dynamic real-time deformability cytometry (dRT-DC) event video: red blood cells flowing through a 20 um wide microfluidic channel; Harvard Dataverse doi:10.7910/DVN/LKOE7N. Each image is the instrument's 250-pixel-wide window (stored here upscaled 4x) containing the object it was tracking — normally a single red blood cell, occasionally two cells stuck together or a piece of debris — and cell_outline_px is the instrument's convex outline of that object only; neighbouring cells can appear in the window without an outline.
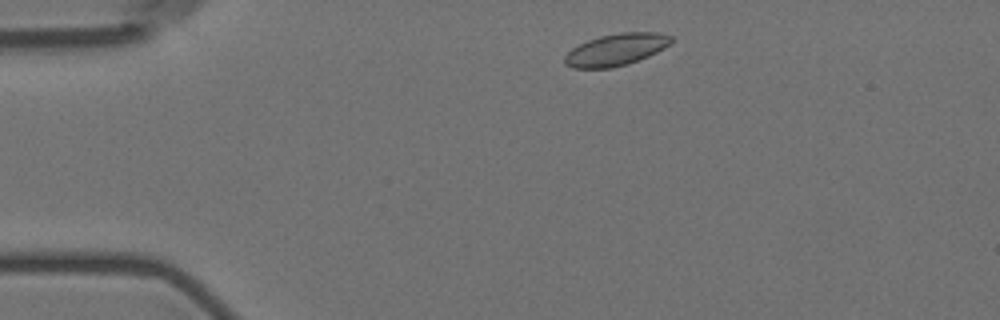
{"species": "Egyptian fruit bat (a non-hibernating species)", "species_latin": "Rousettus aegyptiacus", "temperature_condition": "room temperature", "stored_images_in_passage": 4, "camera_frame_rate_fps": 3000, "um_per_image_px": 0.085, "animal": {"sex": "female"}, "frame": {"image": 1, "passage_image": 1, "time_ms": 0.0, "image_size_px": [1000, 320], "cell_outline_px": [[676, 40], [672, 44], [648, 56], [628, 64], [608, 68], [572, 68], [564, 64], [564, 56], [572, 48], [588, 40], [600, 36], [620, 32], [660, 32], [672, 36]], "centroid_in_image_um": [52.4, 4.21], "position_along_channel_um": 32.6, "area_um2": 20.0}}
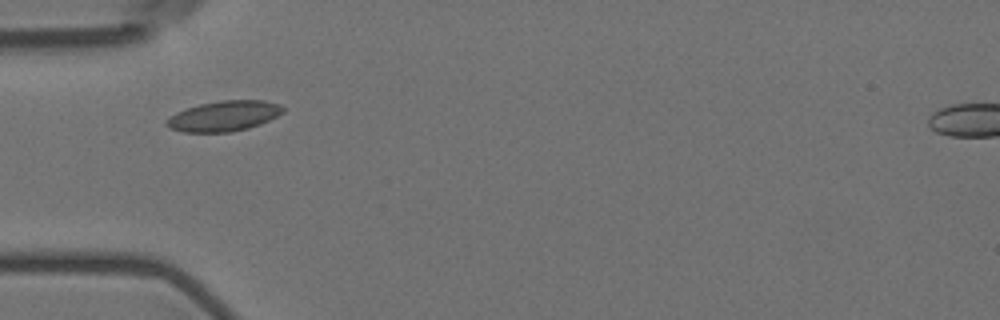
{"frame": {"image": 2, "passage_image": 3, "time_ms": 2.333, "image_size_px": [1000, 320], "cell_outline_px": [[284, 112], [260, 124], [248, 128], [232, 132], [184, 132], [168, 128], [164, 124], [164, 120], [168, 116], [176, 112], [200, 104], [220, 100], [264, 100], [280, 104], [284, 108]], "centroid_in_image_um": [19.0, 9.86], "position_along_channel_um": 66.0, "area_um2": 20.75}}
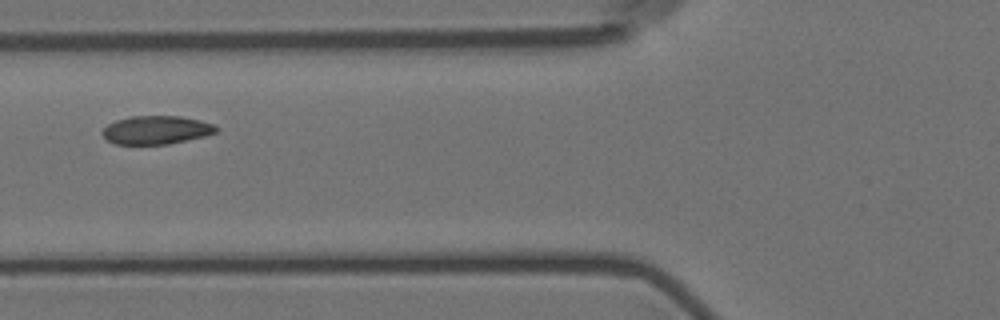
{"frame": {"image": 3, "passage_image": 4, "time_ms": 3.667, "image_size_px": [1000, 320], "cell_outline_px": [[220, 128], [216, 132], [204, 136], [168, 144], [116, 144], [104, 140], [100, 132], [108, 124], [116, 120], [132, 116], [180, 116], [200, 120], [212, 124]], "centroid_in_image_um": [13.24, 11.05], "position_along_channel_um": 112.6, "area_um2": 18.9}}